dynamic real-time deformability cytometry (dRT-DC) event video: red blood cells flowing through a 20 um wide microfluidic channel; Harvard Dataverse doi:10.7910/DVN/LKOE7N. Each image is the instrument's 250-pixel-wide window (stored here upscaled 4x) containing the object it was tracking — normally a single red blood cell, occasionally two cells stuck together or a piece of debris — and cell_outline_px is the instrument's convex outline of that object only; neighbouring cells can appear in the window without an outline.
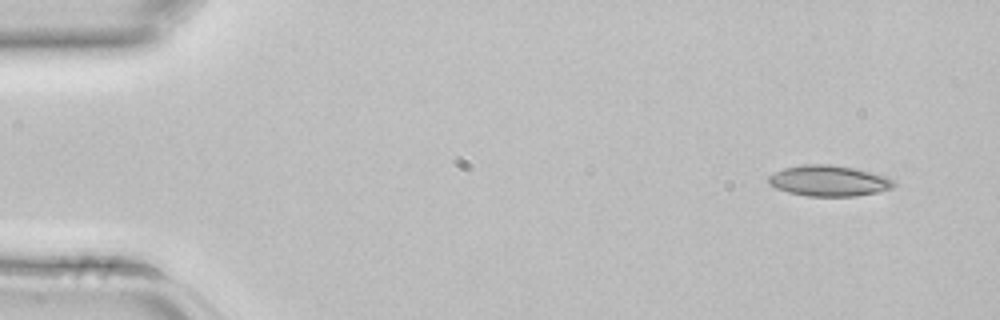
{"species": "common noctule bat (a hibernating species)", "species_latin": "Nyctalus noctula", "temperature_condition": "room temperature", "stored_images_in_passage": 3, "camera_frame_rate_fps": 3000, "um_per_image_px": 0.085, "animal": {"sex": "female", "body_mass_g": 22.7, "forearm_length_mm": 54.2}, "frame": {"image": 1, "passage_image": 1, "time_ms": 0.0, "image_size_px": [1000, 320], "cell_outline_px": [[896, 184], [892, 188], [876, 192], [856, 196], [808, 196], [788, 192], [776, 188], [768, 184], [768, 176], [784, 168], [804, 164], [828, 164], [852, 168], [888, 176]], "centroid_in_image_um": [70.44, 15.37], "position_along_channel_um": 14.6, "area_um2": 22.37}}